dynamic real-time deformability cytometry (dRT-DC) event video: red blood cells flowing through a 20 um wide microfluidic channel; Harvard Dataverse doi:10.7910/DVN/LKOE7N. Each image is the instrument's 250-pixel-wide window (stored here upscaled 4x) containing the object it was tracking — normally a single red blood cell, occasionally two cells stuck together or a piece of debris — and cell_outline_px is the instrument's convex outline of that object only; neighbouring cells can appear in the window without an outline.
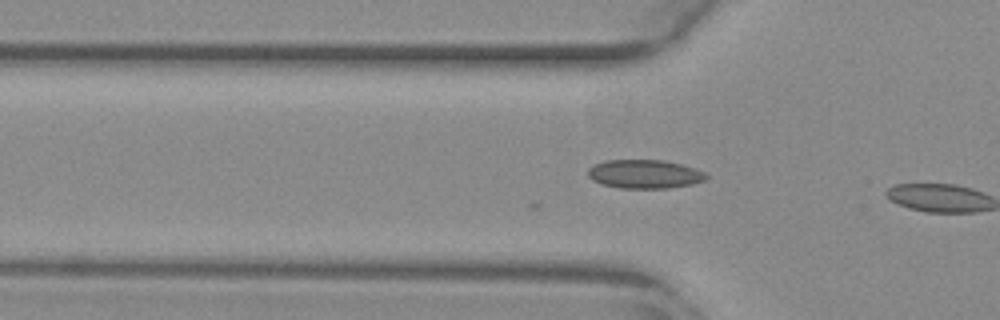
{"species": "common noctule bat (a hibernating species)", "species_latin": "Nyctalus noctula", "temperature_condition": "warm", "stored_images_in_passage": 6, "camera_frame_rate_fps": 3000, "um_per_image_px": 0.085, "animal": {"sex": "female", "body_mass_g": 29.2, "forearm_length_mm": 56.3}, "frame": {"image": 1, "passage_image": 5, "time_ms": 1.333, "image_size_px": [1000, 320], "cell_outline_px": [[708, 180], [692, 184], [668, 188], [620, 188], [600, 184], [592, 180], [588, 176], [588, 168], [604, 160], [664, 160], [680, 164], [704, 172], [708, 176]], "centroid_in_image_um": [54.78, 14.8], "position_along_channel_um": 71.0, "area_um2": 19.83}}